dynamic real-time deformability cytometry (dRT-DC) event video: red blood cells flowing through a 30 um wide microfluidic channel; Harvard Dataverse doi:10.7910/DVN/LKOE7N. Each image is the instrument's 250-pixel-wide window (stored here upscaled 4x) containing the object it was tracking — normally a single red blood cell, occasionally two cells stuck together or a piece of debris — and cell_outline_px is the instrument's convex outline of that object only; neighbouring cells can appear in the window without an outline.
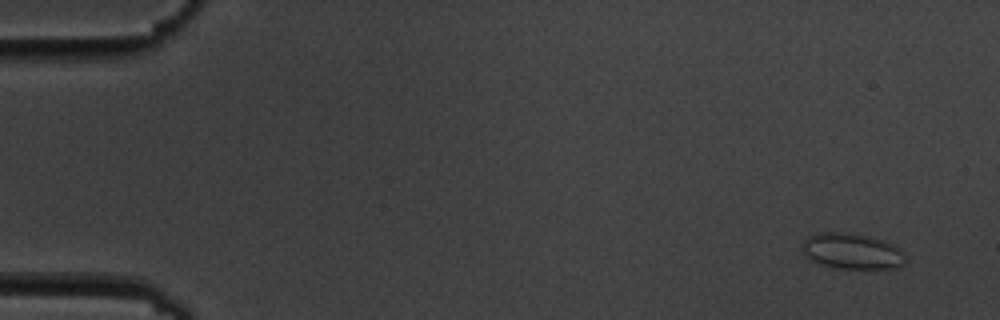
{"species": "common noctule bat (a hibernating species)", "species_latin": "Nyctalus noctula", "temperature_condition": "cold", "stored_images_in_passage": 5, "camera_frame_rate_fps": 3000, "um_per_image_px": 0.085, "animal": {"sex": "male", "body_mass_g": 19.5, "forearm_length_mm": 54.6}, "frame": {"image": 1, "passage_image": 1, "time_ms": 0.0, "image_size_px": [1000, 320], "cell_outline_px": [[908, 256], [904, 264], [896, 268], [836, 268], [820, 264], [804, 256], [804, 240], [808, 236], [820, 232], [852, 232], [884, 240], [896, 244]], "centroid_in_image_um": [72.49, 21.34], "position_along_channel_um": 12.5, "area_um2": 21.85}}
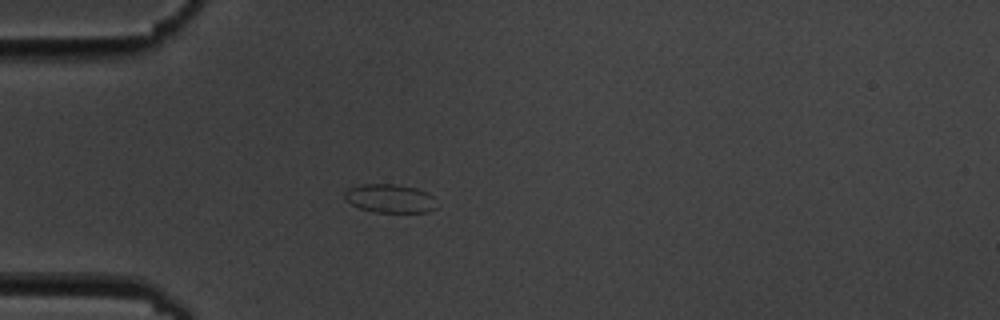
{"frame": {"image": 2, "passage_image": 4, "time_ms": 4.333, "image_size_px": [1000, 320], "cell_outline_px": [[436, 208], [428, 212], [376, 212], [360, 208], [344, 200], [344, 192], [348, 188], [360, 184], [396, 184], [416, 188], [432, 196]], "centroid_in_image_um": [33.09, 16.86], "position_along_channel_um": 51.9, "area_um2": 15.26}}